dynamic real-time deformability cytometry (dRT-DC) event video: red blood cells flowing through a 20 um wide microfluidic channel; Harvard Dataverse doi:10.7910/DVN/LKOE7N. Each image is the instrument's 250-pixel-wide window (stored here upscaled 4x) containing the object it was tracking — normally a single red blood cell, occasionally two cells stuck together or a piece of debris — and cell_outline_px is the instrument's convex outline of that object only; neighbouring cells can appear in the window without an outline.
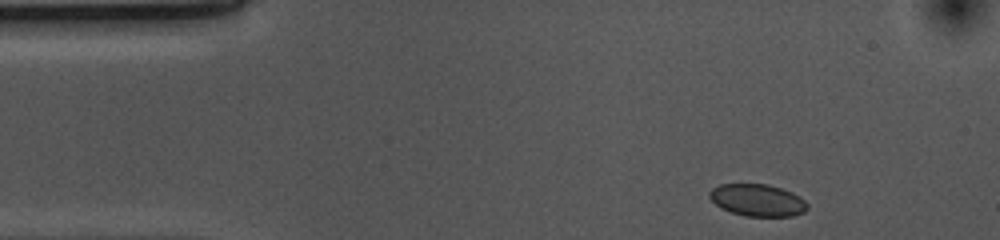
{"species": "common noctule bat (a hibernating species)", "species_latin": "Nyctalus noctula", "temperature_condition": "cold", "stored_images_in_passage": 38, "camera_frame_rate_fps": 3000, "um_per_image_px": 0.085, "animal": {"sex": "female", "body_mass_g": 10.0, "forearm_length_mm": 53.1}, "frame": {"image": 1, "passage_image": 1, "time_ms": 0.0, "image_size_px": [1000, 240], "cell_outline_px": [[808, 208], [804, 212], [792, 216], [744, 216], [720, 208], [708, 196], [708, 192], [712, 188], [720, 184], [768, 184], [792, 192], [800, 196], [808, 204]], "centroid_in_image_um": [64.38, 17.01], "position_along_channel_um": 20.6, "area_um2": 18.38}}
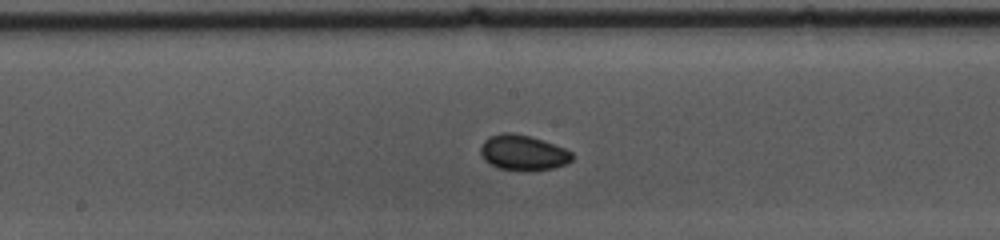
{"frame": {"image": 2, "passage_image": 21, "time_ms": 6.667, "image_size_px": [1000, 240], "cell_outline_px": [[576, 156], [568, 164], [556, 168], [528, 172], [500, 168], [484, 160], [480, 152], [480, 148], [484, 140], [488, 136], [504, 132], [512, 132], [528, 136], [564, 148], [572, 152]], "centroid_in_image_um": [44.49, 13.0], "position_along_channel_um": 203.7, "area_um2": 19.07}}
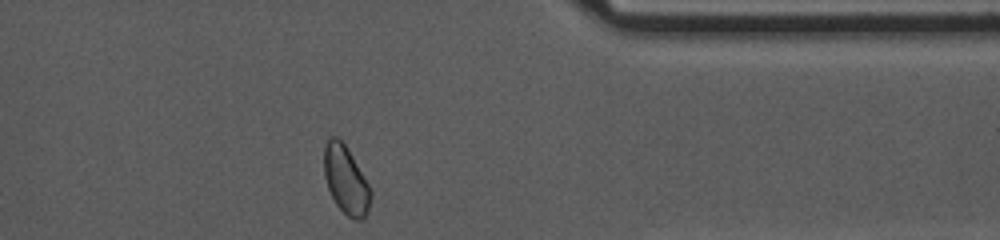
{"frame": {"image": 3, "passage_image": 37, "time_ms": 12.0, "image_size_px": [1000, 240], "cell_outline_px": [[372, 196], [368, 208], [364, 216], [360, 220], [356, 220], [348, 216], [336, 204], [328, 188], [324, 176], [324, 144], [328, 136], [336, 136], [348, 148], [372, 188]], "centroid_in_image_um": [29.4, 15.25], "position_along_channel_um": 382.0, "area_um2": 18.67}, "authors_computed_cell_mechanics": {"area_um2": 18.3804, "velocity_mm_per_s": 3.667, "shape_relaxation_time_tau1_ms": 1.9454, "shape_relaxation_time_tau2_ms": 10.0883, "deformation_change_tau1": 0.0301, "deformation_change_tau2": 0.0813}}